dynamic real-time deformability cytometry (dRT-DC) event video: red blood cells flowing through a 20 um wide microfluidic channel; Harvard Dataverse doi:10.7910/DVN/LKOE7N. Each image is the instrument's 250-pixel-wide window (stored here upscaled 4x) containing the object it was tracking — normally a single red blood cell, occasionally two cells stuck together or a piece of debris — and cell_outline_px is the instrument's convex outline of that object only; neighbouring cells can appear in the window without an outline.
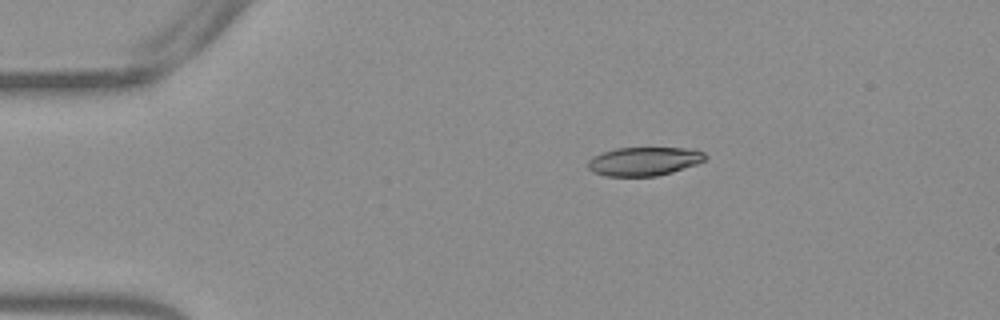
{"species": "Egyptian fruit bat (a non-hibernating species)", "species_latin": "Rousettus aegyptiacus", "temperature_condition": "warm", "stored_images_in_passage": 44, "camera_frame_rate_fps": 3000, "um_per_image_px": 0.085, "frame": {"image": 1, "passage_image": 1, "time_ms": 0.0, "image_size_px": [1000, 320], "cell_outline_px": [[708, 156], [704, 160], [696, 164], [672, 172], [656, 176], [604, 176], [592, 172], [588, 168], [588, 160], [592, 156], [616, 148], [692, 148], [704, 152]], "centroid_in_image_um": [54.74, 13.71], "position_along_channel_um": 30.3, "area_um2": 19.65}}
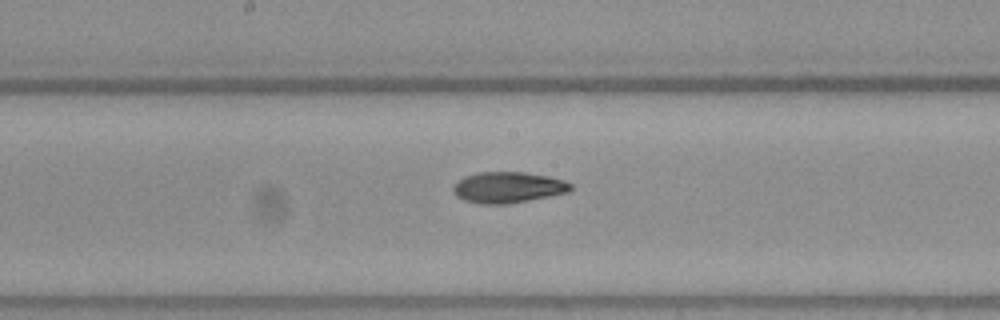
{"frame": {"image": 2, "passage_image": 19, "time_ms": 6.0, "image_size_px": [1000, 320], "cell_outline_px": [[572, 188], [568, 192], [508, 204], [476, 204], [464, 200], [456, 196], [452, 192], [452, 188], [456, 180], [464, 176], [476, 172], [524, 172], [548, 176], [564, 180], [572, 184]], "centroid_in_image_um": [43.12, 15.92], "position_along_channel_um": 205.1, "area_um2": 21.44}}
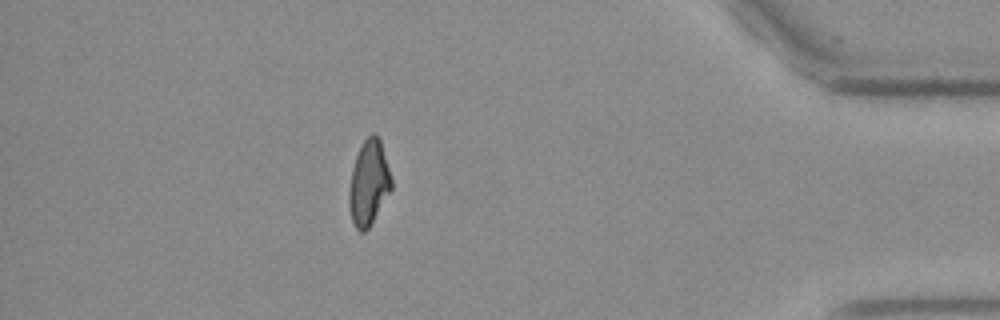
{"frame": {"image": 3, "passage_image": 38, "time_ms": 12.333, "image_size_px": [1000, 320], "cell_outline_px": [[392, 188], [368, 228], [364, 232], [360, 232], [356, 228], [352, 220], [348, 204], [348, 196], [352, 168], [360, 144], [372, 132], [376, 132], [380, 140], [392, 180]], "centroid_in_image_um": [31.33, 15.52], "position_along_channel_um": 403.9, "area_um2": 20.81}, "authors_computed_cell_mechanics": {"area_um2": 21.097, "velocity_mm_per_s": 3.8394, "shape_relaxation_time_tau1_ms": null, "shape_relaxation_time_tau2_ms": 3.5672, "deformation_change_tau1": null, "deformation_change_tau2": 0.1023}}